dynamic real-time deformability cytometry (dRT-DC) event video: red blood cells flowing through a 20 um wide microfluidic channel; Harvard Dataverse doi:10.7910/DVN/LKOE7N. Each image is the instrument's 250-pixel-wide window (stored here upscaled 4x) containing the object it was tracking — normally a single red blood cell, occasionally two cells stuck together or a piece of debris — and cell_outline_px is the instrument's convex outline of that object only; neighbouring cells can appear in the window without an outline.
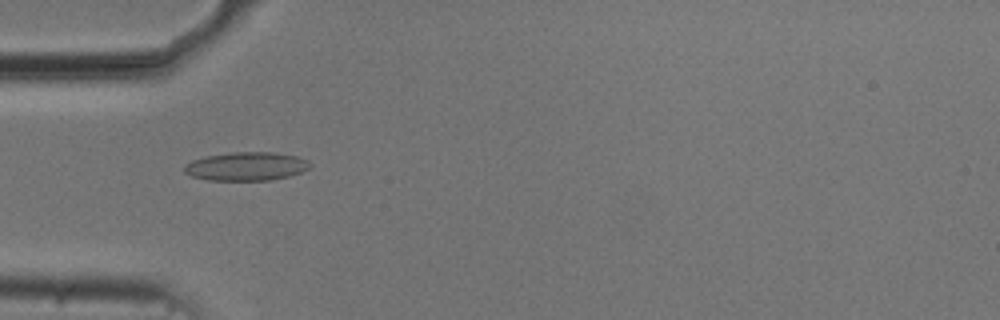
{"species": "common noctule bat (a hibernating species)", "species_latin": "Nyctalus noctula", "temperature_condition": "cold", "stored_images_in_passage": 40, "camera_frame_rate_fps": 3000, "um_per_image_px": 0.085, "animal": {"sex": "male", "body_mass_g": 20.5, "forearm_length_mm": 52.5}, "frame": {"image": 1, "passage_image": 3, "time_ms": 0.667, "image_size_px": [1000, 320], "cell_outline_px": [[312, 164], [308, 168], [300, 172], [288, 176], [272, 180], [208, 180], [192, 176], [184, 172], [184, 164], [192, 160], [208, 156], [232, 152], [272, 152], [296, 156], [308, 160]], "centroid_in_image_um": [20.93, 14.14], "position_along_channel_um": 64.1, "area_um2": 20.81}}
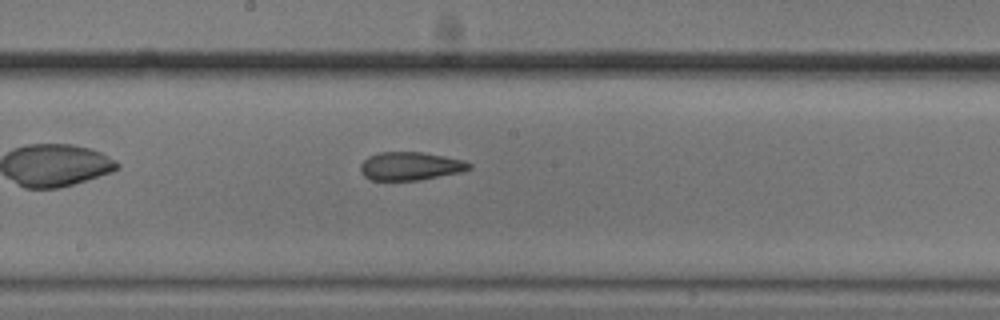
{"frame": {"image": 2, "passage_image": 15, "time_ms": 4.667, "image_size_px": [1000, 320], "cell_outline_px": [[472, 168], [464, 172], [420, 180], [372, 180], [364, 176], [360, 172], [360, 164], [368, 156], [380, 152], [420, 152], [444, 156], [464, 160], [472, 164]], "centroid_in_image_um": [34.91, 14.12], "position_along_channel_um": 213.3, "area_um2": 18.09}}
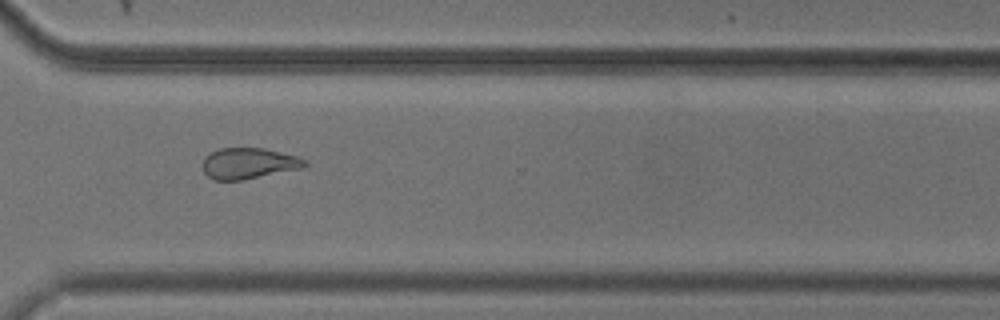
{"frame": {"image": 3, "passage_image": 26, "time_ms": 8.333, "image_size_px": [1000, 320], "cell_outline_px": [[308, 164], [304, 168], [244, 180], [212, 180], [204, 172], [204, 156], [220, 148], [264, 148], [300, 156], [308, 160]], "centroid_in_image_um": [21.21, 13.89], "position_along_channel_um": 349.4, "area_um2": 18.73}, "authors_computed_cell_mechanics": {"area_um2": 19.2185, "velocity_mm_per_s": 3.7252, "shape_relaxation_time_tau1_ms": null, "shape_relaxation_time_tau2_ms": 3.31, "deformation_change_tau1": null, "deformation_change_tau2": 0.1079}}